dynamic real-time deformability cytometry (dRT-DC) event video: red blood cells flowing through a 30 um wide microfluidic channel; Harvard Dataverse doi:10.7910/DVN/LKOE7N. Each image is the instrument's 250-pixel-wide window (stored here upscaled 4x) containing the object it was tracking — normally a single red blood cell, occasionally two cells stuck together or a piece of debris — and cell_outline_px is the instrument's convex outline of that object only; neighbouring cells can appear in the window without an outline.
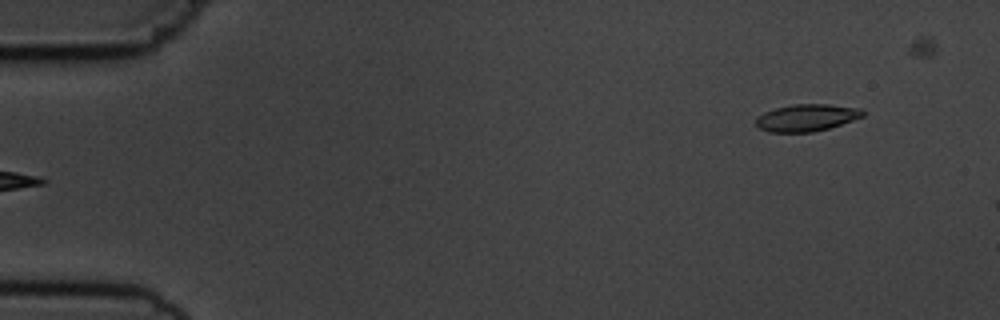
{"species": "common noctule bat (a hibernating species)", "species_latin": "Nyctalus noctula", "temperature_condition": "cold", "stored_images_in_passage": 5, "segment_of_instrument_passage": [2, 2], "camera_frame_rate_fps": 3000, "um_per_image_px": 0.085, "animal": {"sex": "male", "body_mass_g": 19.5, "forearm_length_mm": 54.6}, "frame": {"image": 1, "passage_image": 5, "time_ms": 4.667, "image_size_px": [1000, 320], "cell_outline_px": [[864, 116], [828, 128], [812, 132], [768, 132], [760, 128], [756, 124], [756, 116], [764, 112], [776, 108], [792, 104], [828, 104], [860, 108], [864, 112]], "centroid_in_image_um": [68.54, 10.0], "position_along_channel_um": 16.5, "area_um2": 16.76}}